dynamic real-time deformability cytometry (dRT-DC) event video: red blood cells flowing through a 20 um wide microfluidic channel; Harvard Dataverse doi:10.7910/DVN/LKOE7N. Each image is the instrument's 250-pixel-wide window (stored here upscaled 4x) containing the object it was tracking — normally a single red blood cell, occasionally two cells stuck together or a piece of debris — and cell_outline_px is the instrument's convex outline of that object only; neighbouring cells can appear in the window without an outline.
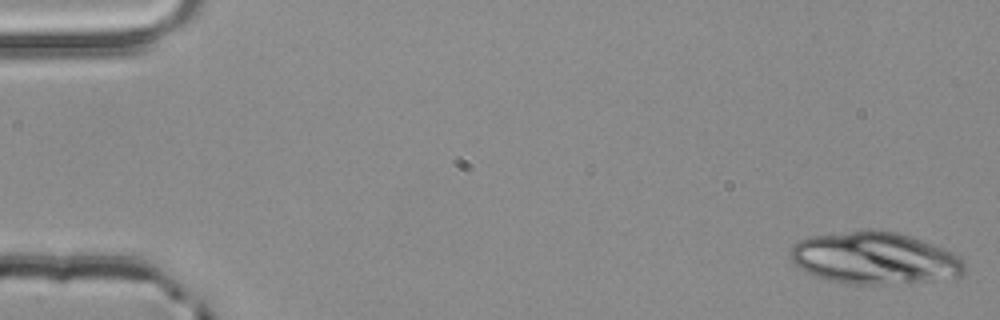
{"species": "common noctule bat (a hibernating species)", "species_latin": "Nyctalus noctula", "temperature_condition": "room temperature", "stored_images_in_passage": 17, "camera_frame_rate_fps": 3000, "um_per_image_px": 0.085, "animal": {"sex": "male", "body_mass_g": 20.4}, "frame": {"image": 1, "passage_image": 1, "time_ms": 0.0, "image_size_px": [1000, 320], "cell_outline_px": [[968, 264], [964, 272], [960, 276], [880, 284], [848, 284], [824, 280], [800, 268], [792, 260], [792, 244], [808, 236], [872, 228], [896, 232], [920, 240], [952, 252], [960, 256]], "centroid_in_image_um": [74.31, 21.92], "position_along_channel_um": 10.7, "area_um2": 52.42}}